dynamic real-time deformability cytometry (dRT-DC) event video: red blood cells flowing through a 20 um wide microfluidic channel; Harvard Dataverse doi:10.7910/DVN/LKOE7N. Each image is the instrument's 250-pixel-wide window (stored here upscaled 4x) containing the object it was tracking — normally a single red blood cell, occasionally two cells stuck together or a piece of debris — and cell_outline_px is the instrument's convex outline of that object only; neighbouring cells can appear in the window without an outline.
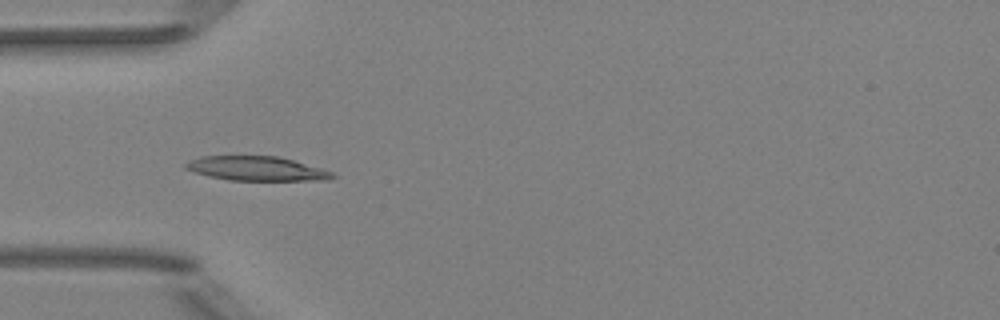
{"species": "Egyptian fruit bat (a non-hibernating species)", "species_latin": "Rousettus aegyptiacus", "temperature_condition": "room temperature", "stored_images_in_passage": 4, "camera_frame_rate_fps": 3000, "um_per_image_px": 0.085, "animal": {"sex": "female"}, "frame": {"image": 1, "passage_image": 1, "time_ms": 0.0, "image_size_px": [1000, 320], "cell_outline_px": [[336, 176], [320, 180], [228, 180], [208, 176], [184, 168], [184, 164], [200, 156], [276, 156], [292, 160], [320, 168], [332, 172]], "centroid_in_image_um": [21.76, 14.32], "position_along_channel_um": 63.2, "area_um2": 20.4}}
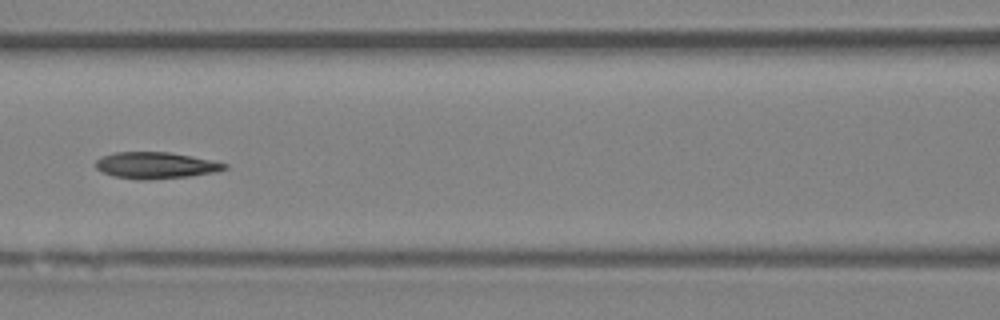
{"frame": {"image": 2, "passage_image": 3, "time_ms": 2.333, "image_size_px": [1000, 320], "cell_outline_px": [[228, 168], [216, 172], [188, 176], [148, 180], [140, 180], [112, 176], [96, 168], [96, 160], [100, 156], [116, 152], [168, 152], [192, 156], [228, 164]], "centroid_in_image_um": [13.22, 14.05], "position_along_channel_um": 153.4, "area_um2": 19.88}}
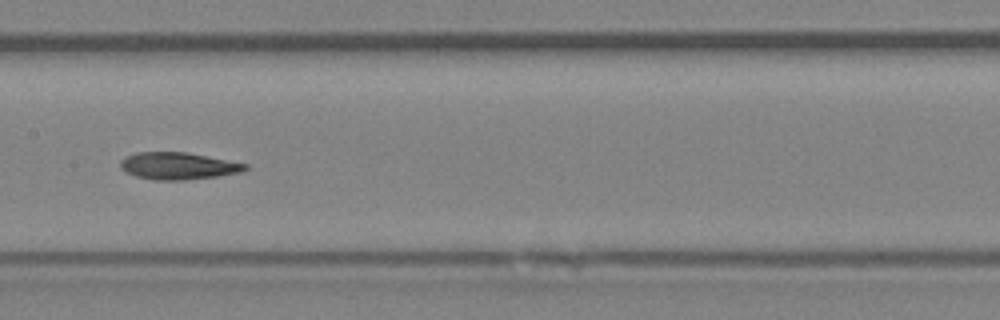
{"frame": {"image": 3, "passage_image": 4, "time_ms": 3.333, "image_size_px": [1000, 320], "cell_outline_px": [[248, 168], [240, 172], [216, 176], [184, 180], [156, 180], [136, 176], [120, 168], [120, 160], [124, 156], [136, 152], [188, 152], [248, 164]], "centroid_in_image_um": [15.12, 14.09], "position_along_channel_um": 192.3, "area_um2": 19.65}}